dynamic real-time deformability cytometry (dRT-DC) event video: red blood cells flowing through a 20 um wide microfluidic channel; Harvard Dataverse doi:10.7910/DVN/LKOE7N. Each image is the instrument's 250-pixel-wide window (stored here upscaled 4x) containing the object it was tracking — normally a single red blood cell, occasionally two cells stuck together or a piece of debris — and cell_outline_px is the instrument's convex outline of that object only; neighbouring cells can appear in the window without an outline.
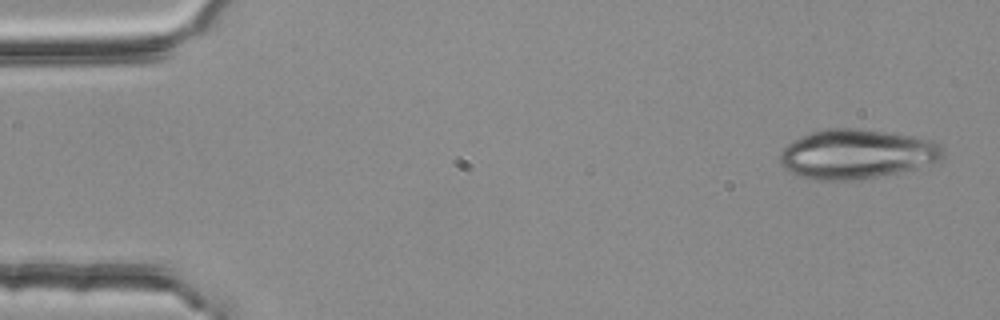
{"species": "common noctule bat (a hibernating species)", "species_latin": "Nyctalus noctula", "temperature_condition": "room temperature", "stored_images_in_passage": 3, "camera_frame_rate_fps": 3000, "um_per_image_px": 0.085, "animal": {"sex": "female", "body_mass_g": 25.1}, "frame": {"image": 1, "passage_image": 1, "time_ms": 0.0, "image_size_px": [1000, 320], "cell_outline_px": [[944, 156], [936, 160], [916, 168], [900, 172], [852, 180], [820, 180], [800, 176], [788, 172], [780, 164], [780, 152], [788, 144], [812, 132], [824, 128], [856, 128], [884, 132], [932, 140], [940, 144], [944, 152]], "centroid_in_image_um": [72.78, 13.1], "position_along_channel_um": 12.2, "area_um2": 46.36}}